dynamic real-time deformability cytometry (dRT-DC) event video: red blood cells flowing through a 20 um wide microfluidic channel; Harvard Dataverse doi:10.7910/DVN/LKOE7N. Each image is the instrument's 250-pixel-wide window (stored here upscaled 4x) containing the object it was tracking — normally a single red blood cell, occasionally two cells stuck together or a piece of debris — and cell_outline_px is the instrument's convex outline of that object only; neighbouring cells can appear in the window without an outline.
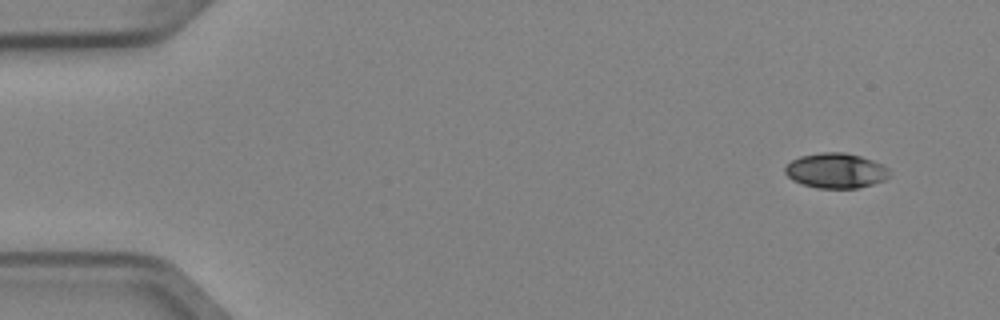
{"species": "Egyptian fruit bat (a non-hibernating species)", "species_latin": "Rousettus aegyptiacus", "temperature_condition": "cold", "stored_images_in_passage": 5, "camera_frame_rate_fps": 3000, "um_per_image_px": 0.085, "animal": {"sex": "female"}, "frame": {"image": 1, "passage_image": 1, "time_ms": 0.0, "image_size_px": [1000, 320], "cell_outline_px": [[888, 176], [884, 180], [872, 184], [856, 188], [816, 188], [792, 180], [784, 172], [784, 168], [792, 160], [800, 156], [820, 152], [844, 152], [860, 156], [872, 160], [888, 168]], "centroid_in_image_um": [71.01, 14.5], "position_along_channel_um": 14.0, "area_um2": 21.15}}
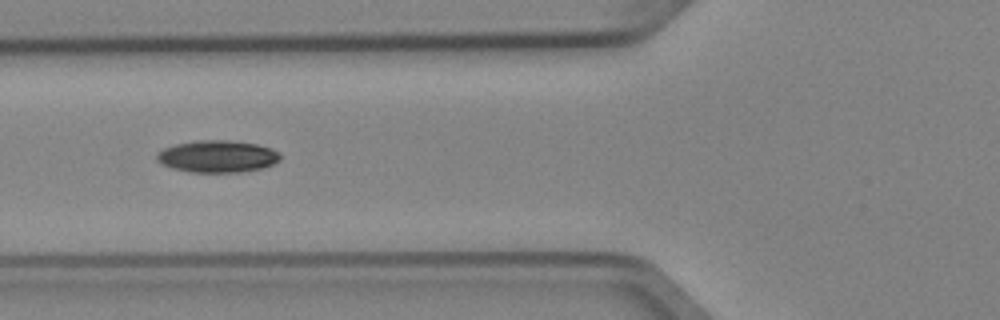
{"frame": {"image": 2, "passage_image": 5, "time_ms": 1.333, "image_size_px": [1000, 320], "cell_outline_px": [[280, 160], [264, 168], [240, 172], [192, 172], [172, 168], [156, 160], [156, 152], [164, 148], [176, 144], [196, 140], [228, 140], [256, 144], [268, 148], [276, 152], [280, 156]], "centroid_in_image_um": [18.44, 13.29], "position_along_channel_um": 107.4, "area_um2": 22.89}}